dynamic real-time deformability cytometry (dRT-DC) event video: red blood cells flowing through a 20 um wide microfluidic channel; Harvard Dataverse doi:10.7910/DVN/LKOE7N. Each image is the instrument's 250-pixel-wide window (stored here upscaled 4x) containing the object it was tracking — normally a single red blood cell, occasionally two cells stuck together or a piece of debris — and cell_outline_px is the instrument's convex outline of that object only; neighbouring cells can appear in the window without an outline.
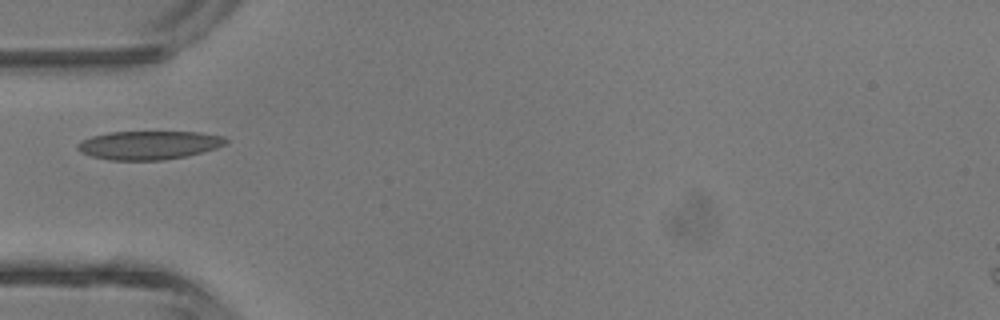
{"species": "common noctule bat (a hibernating species)", "species_latin": "Nyctalus noctula", "temperature_condition": "room temperature", "stored_images_in_passage": 4, "camera_frame_rate_fps": 3000, "um_per_image_px": 0.085, "animal": {"sex": "male", "body_mass_g": 13.3}, "frame": {"image": 1, "passage_image": 4, "time_ms": 4.333, "image_size_px": [1000, 320], "cell_outline_px": [[228, 144], [216, 148], [184, 156], [160, 160], [108, 160], [92, 156], [80, 152], [76, 148], [76, 144], [92, 136], [108, 132], [200, 132], [224, 136], [228, 140]], "centroid_in_image_um": [12.65, 12.33], "position_along_channel_um": 72.3, "area_um2": 24.62}}